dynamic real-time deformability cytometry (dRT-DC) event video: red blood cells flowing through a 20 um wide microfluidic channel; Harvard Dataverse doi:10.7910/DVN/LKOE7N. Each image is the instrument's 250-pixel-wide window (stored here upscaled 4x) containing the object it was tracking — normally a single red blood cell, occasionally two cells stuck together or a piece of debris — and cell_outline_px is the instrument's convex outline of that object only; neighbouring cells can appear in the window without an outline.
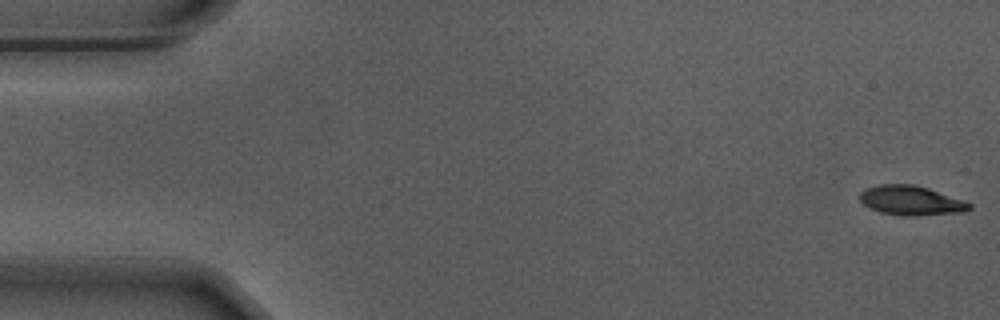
{"species": "Egyptian fruit bat (a non-hibernating species)", "species_latin": "Rousettus aegyptiacus", "temperature_condition": "warm", "stored_images_in_passage": 56, "camera_frame_rate_fps": 3000, "um_per_image_px": 0.085, "animal": {"sex": "male"}, "frame": {"image": 1, "passage_image": 1, "time_ms": 0.0, "image_size_px": [1000, 320], "cell_outline_px": [[972, 208], [964, 212], [912, 216], [904, 216], [880, 212], [868, 208], [860, 200], [860, 192], [864, 188], [880, 184], [912, 184], [928, 188], [964, 200], [972, 204]], "centroid_in_image_um": [77.43, 17.04], "position_along_channel_um": 7.6, "area_um2": 18.96}}
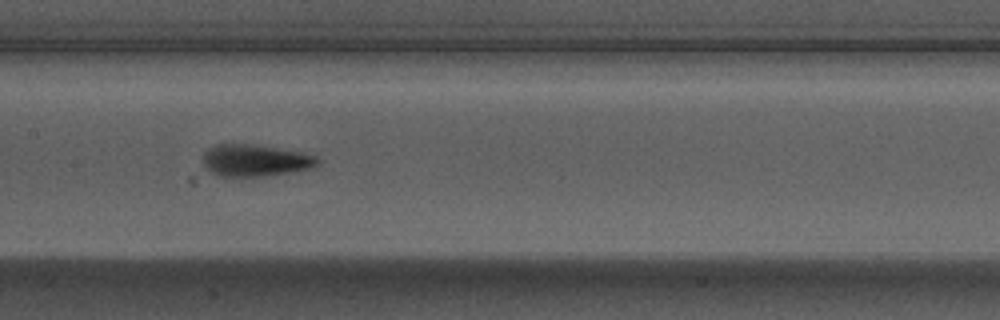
{"frame": {"image": 2, "passage_image": 27, "time_ms": 8.667, "image_size_px": [1000, 320], "cell_outline_px": [[320, 164], [312, 168], [292, 172], [264, 176], [216, 176], [204, 164], [204, 152], [208, 148], [216, 144], [252, 144], [300, 152], [316, 156], [320, 160]], "centroid_in_image_um": [21.71, 13.64], "position_along_channel_um": 185.7, "area_um2": 21.21}}
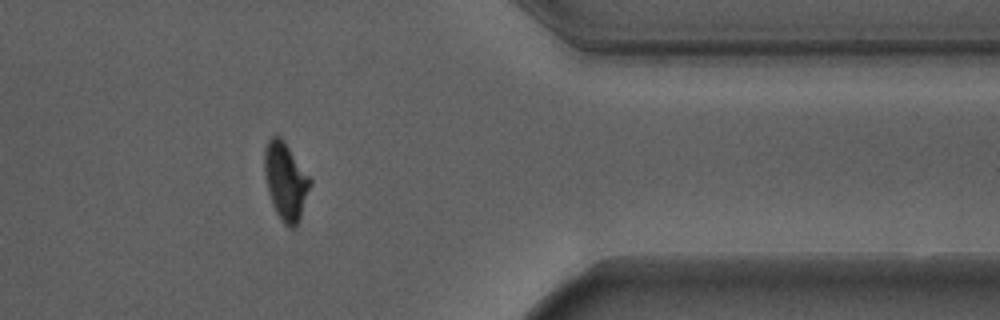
{"frame": {"image": 3, "passage_image": 45, "time_ms": 14.667, "image_size_px": [1000, 320], "cell_outline_px": [[312, 184], [300, 220], [296, 228], [288, 228], [280, 220], [272, 204], [268, 192], [264, 172], [264, 152], [268, 140], [272, 136], [280, 136], [312, 180]], "centroid_in_image_um": [24.29, 15.46], "position_along_channel_um": 387.1, "area_um2": 20.75}, "authors_computed_cell_mechanics": {"area_um2": 20.3167, "velocity_mm_per_s": 3.7008, "shape_relaxation_time_tau1_ms": 4.5156, "shape_relaxation_time_tau2_ms": 1.9303, "deformation_change_tau1": 0.2014, "deformation_change_tau2": 0.1042}}